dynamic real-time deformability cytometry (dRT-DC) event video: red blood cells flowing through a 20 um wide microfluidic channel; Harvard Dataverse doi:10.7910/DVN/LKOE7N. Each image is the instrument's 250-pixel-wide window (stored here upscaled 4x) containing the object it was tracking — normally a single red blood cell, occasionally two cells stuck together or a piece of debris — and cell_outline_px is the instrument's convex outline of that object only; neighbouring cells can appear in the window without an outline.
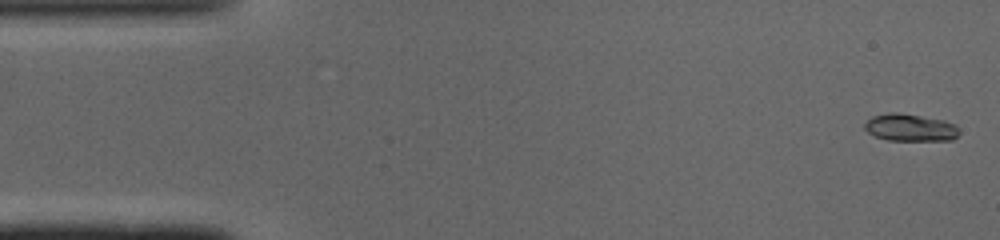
{"species": "common noctule bat (a hibernating species)", "species_latin": "Nyctalus noctula", "temperature_condition": "cold", "stored_images_in_passage": 48, "camera_frame_rate_fps": 3000, "um_per_image_px": 0.085, "animal": {"sex": "male", "body_mass_g": 19.0, "forearm_length_mm": 50.8}, "frame": {"image": 1, "passage_image": 1, "time_ms": 0.0, "image_size_px": [1000, 240], "cell_outline_px": [[960, 132], [952, 140], [888, 140], [876, 136], [868, 132], [864, 128], [864, 124], [872, 116], [888, 112], [896, 112], [944, 120], [956, 124]], "centroid_in_image_um": [77.37, 10.84], "position_along_channel_um": 7.6, "area_um2": 14.97}}
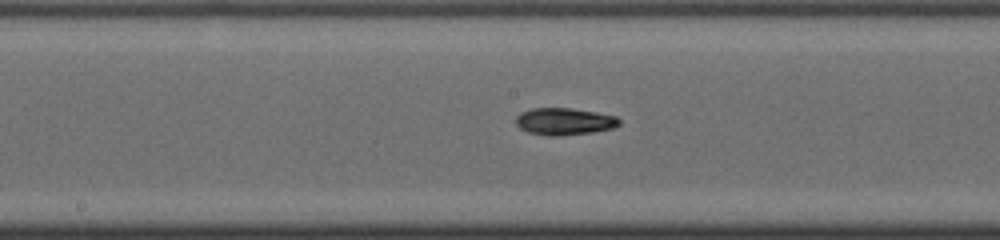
{"frame": {"image": 2, "passage_image": 24, "time_ms": 7.667, "image_size_px": [1000, 240], "cell_outline_px": [[620, 124], [616, 128], [592, 132], [560, 136], [548, 136], [528, 132], [520, 128], [516, 124], [516, 116], [520, 112], [532, 108], [572, 108], [596, 112], [616, 116], [620, 120]], "centroid_in_image_um": [47.98, 10.32], "position_along_channel_um": 200.2, "area_um2": 16.47}}
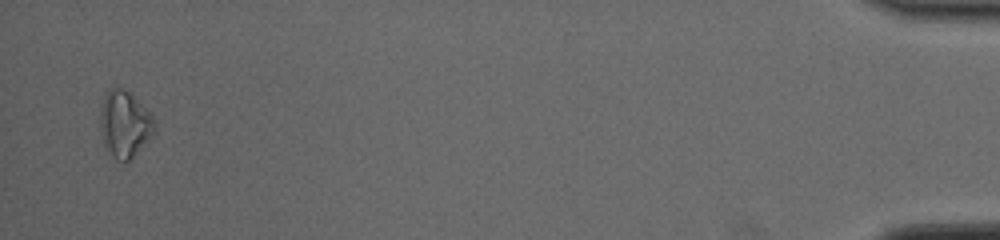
{"frame": {"image": 3, "passage_image": 47, "time_ms": 15.333, "image_size_px": [1000, 240], "cell_outline_px": [[156, 132], [124, 164], [116, 160], [104, 148], [100, 132], [100, 108], [104, 96], [108, 88], [124, 88], [152, 116], [156, 124]], "centroid_in_image_um": [10.56, 10.58], "position_along_channel_um": 424.6, "area_um2": 21.1}, "authors_computed_cell_mechanics": {"area_um2": 15.606, "velocity_mm_per_s": 4.1111, "shape_relaxation_time_tau1_ms": 5.5299, "shape_relaxation_time_tau2_ms": null, "deformation_change_tau1": 0.1571, "deformation_change_tau2": null}}